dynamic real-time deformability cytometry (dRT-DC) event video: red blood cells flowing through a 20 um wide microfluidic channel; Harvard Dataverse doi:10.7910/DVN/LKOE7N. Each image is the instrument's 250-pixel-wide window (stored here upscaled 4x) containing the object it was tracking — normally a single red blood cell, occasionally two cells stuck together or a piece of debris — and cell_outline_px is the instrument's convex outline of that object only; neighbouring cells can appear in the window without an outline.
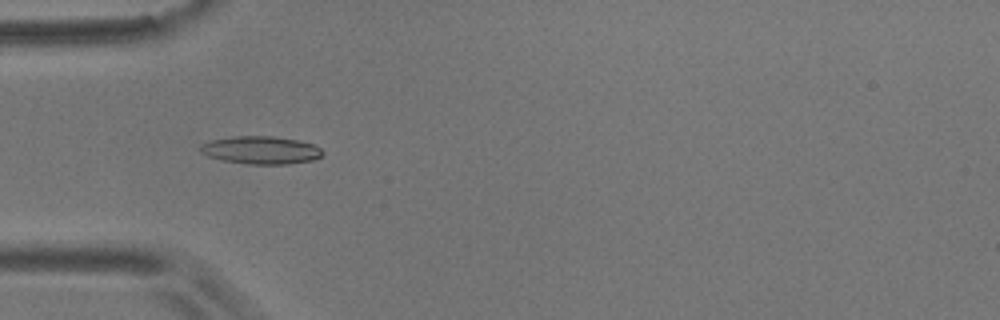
{"species": "common noctule bat (a hibernating species)", "species_latin": "Nyctalus noctula", "temperature_condition": "room temperature", "stored_images_in_passage": 4, "camera_frame_rate_fps": 3000, "um_per_image_px": 0.085, "animal": {"sex": "male", "body_mass_g": 17.9}, "frame": {"image": 1, "passage_image": 3, "time_ms": 0.667, "image_size_px": [1000, 320], "cell_outline_px": [[324, 156], [312, 160], [288, 164], [248, 164], [224, 160], [208, 156], [200, 152], [200, 144], [212, 140], [232, 136], [272, 136], [296, 140], [312, 144], [320, 148], [324, 152]], "centroid_in_image_um": [22.18, 12.76], "position_along_channel_um": 62.8, "area_um2": 19.77}}
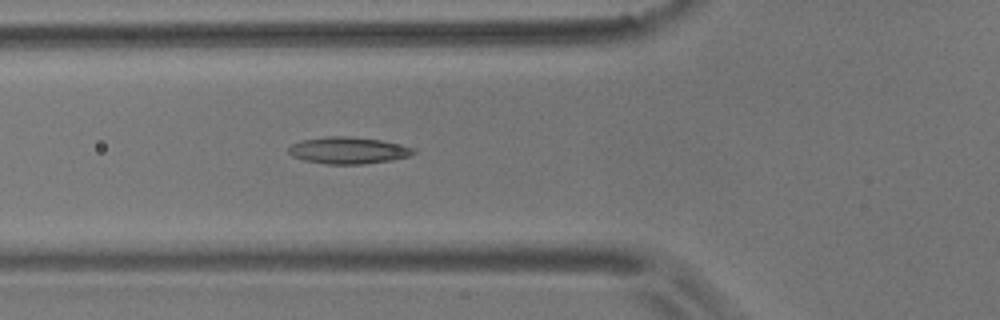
{"frame": {"image": 2, "passage_image": 4, "time_ms": 1.0, "image_size_px": [1000, 320], "cell_outline_px": [[416, 152], [412, 156], [392, 160], [364, 164], [328, 164], [304, 160], [292, 156], [288, 152], [288, 148], [292, 144], [300, 140], [328, 136], [348, 136], [380, 140], [400, 144], [416, 148]], "centroid_in_image_um": [29.63, 12.78], "position_along_channel_um": 96.2, "area_um2": 19.65}}